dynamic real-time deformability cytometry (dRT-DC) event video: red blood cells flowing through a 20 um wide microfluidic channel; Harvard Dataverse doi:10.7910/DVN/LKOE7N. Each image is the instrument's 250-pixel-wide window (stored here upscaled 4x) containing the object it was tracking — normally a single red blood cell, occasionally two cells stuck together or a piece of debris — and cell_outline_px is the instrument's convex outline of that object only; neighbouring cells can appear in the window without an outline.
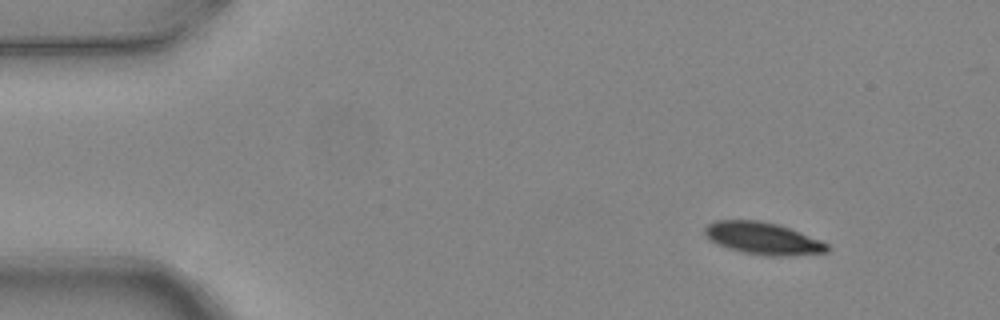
{"species": "common noctule bat (a hibernating species)", "species_latin": "Nyctalus noctula", "temperature_condition": "warm", "stored_images_in_passage": 3, "camera_frame_rate_fps": 3000, "um_per_image_px": 0.085, "animal": {"sex": "female", "body_mass_g": 24.6, "forearm_length_mm": 56.2}, "frame": {"image": 1, "passage_image": 1, "time_ms": 0.0, "image_size_px": [1000, 320], "cell_outline_px": [[828, 252], [788, 256], [764, 256], [744, 252], [728, 248], [712, 240], [704, 232], [704, 228], [708, 224], [716, 220], [760, 220], [776, 224], [788, 228], [820, 240], [828, 244]], "centroid_in_image_um": [64.86, 20.26], "position_along_channel_um": 20.1, "area_um2": 22.6}}
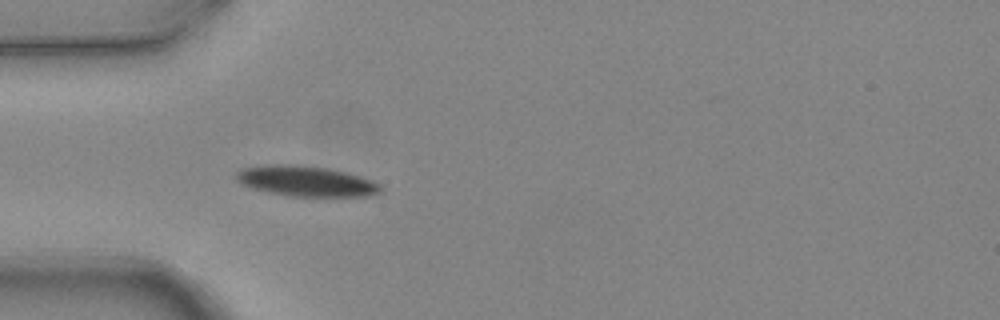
{"frame": {"image": 2, "passage_image": 3, "time_ms": 0.667, "image_size_px": [1000, 320], "cell_outline_px": [[384, 192], [368, 196], [292, 196], [268, 192], [252, 188], [240, 184], [236, 180], [236, 172], [240, 168], [272, 164], [296, 164], [324, 168], [344, 172], [372, 180], [380, 184], [384, 188]], "centroid_in_image_um": [26.01, 15.4], "position_along_channel_um": 59.0, "area_um2": 25.66}}